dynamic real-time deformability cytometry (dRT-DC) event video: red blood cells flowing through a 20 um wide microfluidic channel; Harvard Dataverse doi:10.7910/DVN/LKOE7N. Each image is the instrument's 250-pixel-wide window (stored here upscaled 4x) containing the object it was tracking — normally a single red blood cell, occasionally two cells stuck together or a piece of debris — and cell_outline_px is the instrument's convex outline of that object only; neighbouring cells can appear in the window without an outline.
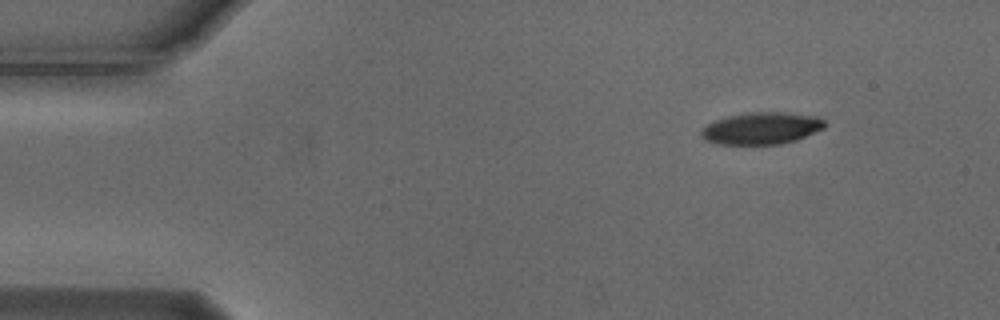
{"species": "Egyptian fruit bat (a non-hibernating species)", "species_latin": "Rousettus aegyptiacus", "temperature_condition": "cold", "stored_images_in_passage": 49, "camera_frame_rate_fps": 3000, "um_per_image_px": 0.085, "animal": {"sex": "male"}, "frame": {"image": 1, "passage_image": 1, "time_ms": 0.0, "image_size_px": [1000, 320], "cell_outline_px": [[824, 128], [796, 140], [780, 144], [720, 144], [704, 140], [700, 136], [700, 132], [708, 124], [716, 120], [728, 116], [748, 112], [784, 112], [820, 116], [824, 120]], "centroid_in_image_um": [64.74, 10.9], "position_along_channel_um": 20.3, "area_um2": 23.0}}
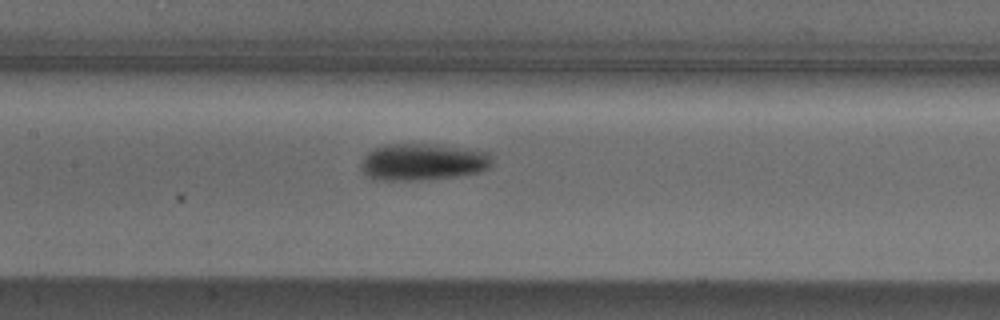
{"frame": {"image": 2, "passage_image": 20, "time_ms": 6.333, "image_size_px": [1000, 320], "cell_outline_px": [[492, 164], [488, 168], [480, 172], [456, 176], [416, 180], [372, 180], [360, 168], [360, 164], [364, 156], [372, 148], [384, 144], [440, 144], [492, 152]], "centroid_in_image_um": [35.94, 13.75], "position_along_channel_um": 171.5, "area_um2": 28.61}}
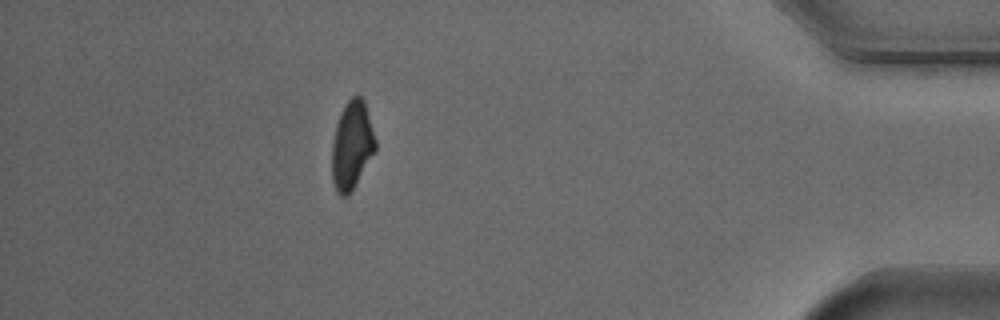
{"frame": {"image": 3, "passage_image": 43, "time_ms": 14.0, "image_size_px": [1000, 320], "cell_outline_px": [[376, 152], [348, 196], [340, 196], [336, 192], [332, 180], [332, 144], [336, 124], [340, 112], [344, 104], [352, 96], [360, 96], [364, 100], [376, 140]], "centroid_in_image_um": [29.91, 12.36], "position_along_channel_um": 405.3, "area_um2": 22.54}, "authors_computed_cell_mechanics": {"area_um2": 24.3916, "velocity_mm_per_s": 3.7239, "shape_relaxation_time_tau1_ms": 2.3631, "shape_relaxation_time_tau2_ms": null, "deformation_change_tau1": 0.1241, "deformation_change_tau2": null}}